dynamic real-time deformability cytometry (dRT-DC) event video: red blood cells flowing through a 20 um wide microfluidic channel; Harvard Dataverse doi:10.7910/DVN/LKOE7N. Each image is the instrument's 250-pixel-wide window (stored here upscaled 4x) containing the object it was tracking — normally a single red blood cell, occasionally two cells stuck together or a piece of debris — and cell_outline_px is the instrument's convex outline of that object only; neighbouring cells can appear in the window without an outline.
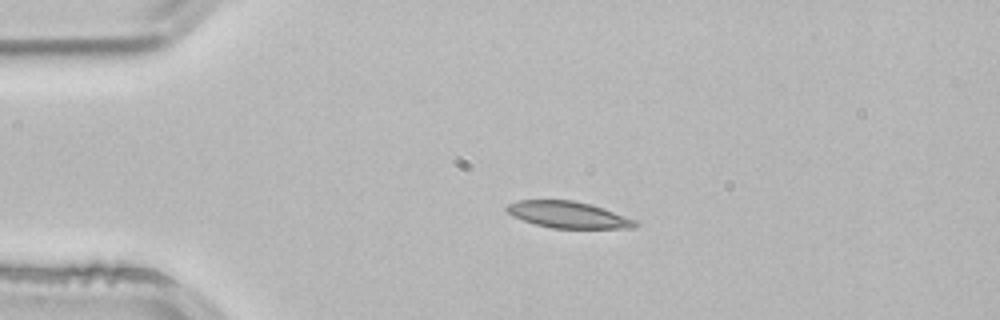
{"species": "common noctule bat (a hibernating species)", "species_latin": "Nyctalus noctula", "temperature_condition": "room temperature", "stored_images_in_passage": 2, "camera_frame_rate_fps": 3000, "um_per_image_px": 0.085, "animal": {"sex": "male", "body_mass_g": 21.5, "forearm_length_mm": 52.0}, "frame": {"image": 1, "passage_image": 1, "time_ms": 0.0, "image_size_px": [1000, 320], "cell_outline_px": [[640, 224], [632, 228], [552, 228], [536, 224], [512, 216], [504, 208], [508, 204], [520, 200], [572, 200], [588, 204], [636, 220]], "centroid_in_image_um": [48.26, 18.26], "position_along_channel_um": 36.7, "area_um2": 19.48}}